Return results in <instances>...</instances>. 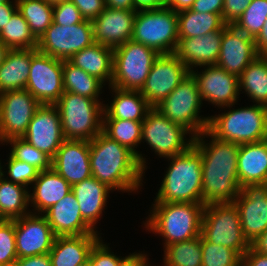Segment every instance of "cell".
I'll return each instance as SVG.
<instances>
[{
    "mask_svg": "<svg viewBox=\"0 0 267 266\" xmlns=\"http://www.w3.org/2000/svg\"><path fill=\"white\" fill-rule=\"evenodd\" d=\"M238 180L240 186L267 183V143L265 140L239 145Z\"/></svg>",
    "mask_w": 267,
    "mask_h": 266,
    "instance_id": "28",
    "label": "cell"
},
{
    "mask_svg": "<svg viewBox=\"0 0 267 266\" xmlns=\"http://www.w3.org/2000/svg\"><path fill=\"white\" fill-rule=\"evenodd\" d=\"M178 37L192 38L222 30L227 24L222 14L199 13L191 9L177 13Z\"/></svg>",
    "mask_w": 267,
    "mask_h": 266,
    "instance_id": "34",
    "label": "cell"
},
{
    "mask_svg": "<svg viewBox=\"0 0 267 266\" xmlns=\"http://www.w3.org/2000/svg\"><path fill=\"white\" fill-rule=\"evenodd\" d=\"M18 10L16 0L0 4V32L10 21L12 15Z\"/></svg>",
    "mask_w": 267,
    "mask_h": 266,
    "instance_id": "53",
    "label": "cell"
},
{
    "mask_svg": "<svg viewBox=\"0 0 267 266\" xmlns=\"http://www.w3.org/2000/svg\"><path fill=\"white\" fill-rule=\"evenodd\" d=\"M93 43L95 42L90 20L71 26H61L52 22L38 39L37 50L54 58L69 60Z\"/></svg>",
    "mask_w": 267,
    "mask_h": 266,
    "instance_id": "13",
    "label": "cell"
},
{
    "mask_svg": "<svg viewBox=\"0 0 267 266\" xmlns=\"http://www.w3.org/2000/svg\"><path fill=\"white\" fill-rule=\"evenodd\" d=\"M159 55L154 49L133 40L114 48L111 86L122 90L140 91L154 60Z\"/></svg>",
    "mask_w": 267,
    "mask_h": 266,
    "instance_id": "10",
    "label": "cell"
},
{
    "mask_svg": "<svg viewBox=\"0 0 267 266\" xmlns=\"http://www.w3.org/2000/svg\"><path fill=\"white\" fill-rule=\"evenodd\" d=\"M238 83L239 93L244 90L253 103L267 107V58L258 55L238 77Z\"/></svg>",
    "mask_w": 267,
    "mask_h": 266,
    "instance_id": "32",
    "label": "cell"
},
{
    "mask_svg": "<svg viewBox=\"0 0 267 266\" xmlns=\"http://www.w3.org/2000/svg\"><path fill=\"white\" fill-rule=\"evenodd\" d=\"M7 159L8 161L6 166L8 171H3L5 169H3L4 167L2 165L1 175L3 177H6L7 173L9 178L7 176L5 178L6 180L20 184L27 188H29L28 185L32 186V183L37 179L40 171L34 166L27 164L26 162L14 159L10 154Z\"/></svg>",
    "mask_w": 267,
    "mask_h": 266,
    "instance_id": "43",
    "label": "cell"
},
{
    "mask_svg": "<svg viewBox=\"0 0 267 266\" xmlns=\"http://www.w3.org/2000/svg\"><path fill=\"white\" fill-rule=\"evenodd\" d=\"M195 0H167L165 6L175 12L190 9Z\"/></svg>",
    "mask_w": 267,
    "mask_h": 266,
    "instance_id": "57",
    "label": "cell"
},
{
    "mask_svg": "<svg viewBox=\"0 0 267 266\" xmlns=\"http://www.w3.org/2000/svg\"><path fill=\"white\" fill-rule=\"evenodd\" d=\"M55 238L43 214L30 213L15 220V245L18 258L48 254Z\"/></svg>",
    "mask_w": 267,
    "mask_h": 266,
    "instance_id": "18",
    "label": "cell"
},
{
    "mask_svg": "<svg viewBox=\"0 0 267 266\" xmlns=\"http://www.w3.org/2000/svg\"><path fill=\"white\" fill-rule=\"evenodd\" d=\"M32 185L33 192H29V205L34 208L31 212L34 214H43L72 191V186L53 168L39 172Z\"/></svg>",
    "mask_w": 267,
    "mask_h": 266,
    "instance_id": "25",
    "label": "cell"
},
{
    "mask_svg": "<svg viewBox=\"0 0 267 266\" xmlns=\"http://www.w3.org/2000/svg\"><path fill=\"white\" fill-rule=\"evenodd\" d=\"M54 105L64 139L91 141L102 131L103 101L64 92Z\"/></svg>",
    "mask_w": 267,
    "mask_h": 266,
    "instance_id": "6",
    "label": "cell"
},
{
    "mask_svg": "<svg viewBox=\"0 0 267 266\" xmlns=\"http://www.w3.org/2000/svg\"><path fill=\"white\" fill-rule=\"evenodd\" d=\"M167 0H134L136 10L160 9L165 7Z\"/></svg>",
    "mask_w": 267,
    "mask_h": 266,
    "instance_id": "54",
    "label": "cell"
},
{
    "mask_svg": "<svg viewBox=\"0 0 267 266\" xmlns=\"http://www.w3.org/2000/svg\"><path fill=\"white\" fill-rule=\"evenodd\" d=\"M105 84L97 77L75 67L68 60H63L64 92H70L94 100H100Z\"/></svg>",
    "mask_w": 267,
    "mask_h": 266,
    "instance_id": "36",
    "label": "cell"
},
{
    "mask_svg": "<svg viewBox=\"0 0 267 266\" xmlns=\"http://www.w3.org/2000/svg\"><path fill=\"white\" fill-rule=\"evenodd\" d=\"M189 74V69L174 53L160 54L154 60L140 93L152 107H155Z\"/></svg>",
    "mask_w": 267,
    "mask_h": 266,
    "instance_id": "15",
    "label": "cell"
},
{
    "mask_svg": "<svg viewBox=\"0 0 267 266\" xmlns=\"http://www.w3.org/2000/svg\"><path fill=\"white\" fill-rule=\"evenodd\" d=\"M32 49H10L0 67V93L26 88Z\"/></svg>",
    "mask_w": 267,
    "mask_h": 266,
    "instance_id": "31",
    "label": "cell"
},
{
    "mask_svg": "<svg viewBox=\"0 0 267 266\" xmlns=\"http://www.w3.org/2000/svg\"><path fill=\"white\" fill-rule=\"evenodd\" d=\"M42 104L26 89L0 93V129L5 142L22 138Z\"/></svg>",
    "mask_w": 267,
    "mask_h": 266,
    "instance_id": "14",
    "label": "cell"
},
{
    "mask_svg": "<svg viewBox=\"0 0 267 266\" xmlns=\"http://www.w3.org/2000/svg\"><path fill=\"white\" fill-rule=\"evenodd\" d=\"M170 161L154 203H202V159L192 145Z\"/></svg>",
    "mask_w": 267,
    "mask_h": 266,
    "instance_id": "3",
    "label": "cell"
},
{
    "mask_svg": "<svg viewBox=\"0 0 267 266\" xmlns=\"http://www.w3.org/2000/svg\"><path fill=\"white\" fill-rule=\"evenodd\" d=\"M85 21L79 9L70 1L53 4V22L61 26H71Z\"/></svg>",
    "mask_w": 267,
    "mask_h": 266,
    "instance_id": "45",
    "label": "cell"
},
{
    "mask_svg": "<svg viewBox=\"0 0 267 266\" xmlns=\"http://www.w3.org/2000/svg\"><path fill=\"white\" fill-rule=\"evenodd\" d=\"M202 105L197 82L189 74L154 108L172 122L183 126L195 137L208 128L209 116H199Z\"/></svg>",
    "mask_w": 267,
    "mask_h": 266,
    "instance_id": "9",
    "label": "cell"
},
{
    "mask_svg": "<svg viewBox=\"0 0 267 266\" xmlns=\"http://www.w3.org/2000/svg\"><path fill=\"white\" fill-rule=\"evenodd\" d=\"M5 143L11 145L9 154L14 159L34 166L40 172L52 168V159L23 138H11Z\"/></svg>",
    "mask_w": 267,
    "mask_h": 266,
    "instance_id": "40",
    "label": "cell"
},
{
    "mask_svg": "<svg viewBox=\"0 0 267 266\" xmlns=\"http://www.w3.org/2000/svg\"><path fill=\"white\" fill-rule=\"evenodd\" d=\"M114 95L110 104H103V119H121L143 122L153 108L140 91L122 90L113 86Z\"/></svg>",
    "mask_w": 267,
    "mask_h": 266,
    "instance_id": "29",
    "label": "cell"
},
{
    "mask_svg": "<svg viewBox=\"0 0 267 266\" xmlns=\"http://www.w3.org/2000/svg\"><path fill=\"white\" fill-rule=\"evenodd\" d=\"M112 190L93 176L72 185L83 219L95 230Z\"/></svg>",
    "mask_w": 267,
    "mask_h": 266,
    "instance_id": "26",
    "label": "cell"
},
{
    "mask_svg": "<svg viewBox=\"0 0 267 266\" xmlns=\"http://www.w3.org/2000/svg\"><path fill=\"white\" fill-rule=\"evenodd\" d=\"M1 161V160H0ZM1 171H2V166H1V162H0V175H1Z\"/></svg>",
    "mask_w": 267,
    "mask_h": 266,
    "instance_id": "64",
    "label": "cell"
},
{
    "mask_svg": "<svg viewBox=\"0 0 267 266\" xmlns=\"http://www.w3.org/2000/svg\"><path fill=\"white\" fill-rule=\"evenodd\" d=\"M110 249L109 244H105L100 238L90 251V266H119L124 257L116 256Z\"/></svg>",
    "mask_w": 267,
    "mask_h": 266,
    "instance_id": "46",
    "label": "cell"
},
{
    "mask_svg": "<svg viewBox=\"0 0 267 266\" xmlns=\"http://www.w3.org/2000/svg\"><path fill=\"white\" fill-rule=\"evenodd\" d=\"M19 12L39 39L53 22V4L46 0H16Z\"/></svg>",
    "mask_w": 267,
    "mask_h": 266,
    "instance_id": "37",
    "label": "cell"
},
{
    "mask_svg": "<svg viewBox=\"0 0 267 266\" xmlns=\"http://www.w3.org/2000/svg\"><path fill=\"white\" fill-rule=\"evenodd\" d=\"M12 266H52L48 254L18 258Z\"/></svg>",
    "mask_w": 267,
    "mask_h": 266,
    "instance_id": "50",
    "label": "cell"
},
{
    "mask_svg": "<svg viewBox=\"0 0 267 266\" xmlns=\"http://www.w3.org/2000/svg\"><path fill=\"white\" fill-rule=\"evenodd\" d=\"M18 259L15 245V220L0 221V266H12Z\"/></svg>",
    "mask_w": 267,
    "mask_h": 266,
    "instance_id": "44",
    "label": "cell"
},
{
    "mask_svg": "<svg viewBox=\"0 0 267 266\" xmlns=\"http://www.w3.org/2000/svg\"><path fill=\"white\" fill-rule=\"evenodd\" d=\"M267 20V0H252L233 24L238 30L255 39Z\"/></svg>",
    "mask_w": 267,
    "mask_h": 266,
    "instance_id": "41",
    "label": "cell"
},
{
    "mask_svg": "<svg viewBox=\"0 0 267 266\" xmlns=\"http://www.w3.org/2000/svg\"><path fill=\"white\" fill-rule=\"evenodd\" d=\"M263 55L267 58V51Z\"/></svg>",
    "mask_w": 267,
    "mask_h": 266,
    "instance_id": "65",
    "label": "cell"
},
{
    "mask_svg": "<svg viewBox=\"0 0 267 266\" xmlns=\"http://www.w3.org/2000/svg\"><path fill=\"white\" fill-rule=\"evenodd\" d=\"M3 142L5 143V140L3 139V136H2V133H1V129H0V143L5 145Z\"/></svg>",
    "mask_w": 267,
    "mask_h": 266,
    "instance_id": "61",
    "label": "cell"
},
{
    "mask_svg": "<svg viewBox=\"0 0 267 266\" xmlns=\"http://www.w3.org/2000/svg\"><path fill=\"white\" fill-rule=\"evenodd\" d=\"M144 227L164 238V246L201 235L202 203H154Z\"/></svg>",
    "mask_w": 267,
    "mask_h": 266,
    "instance_id": "4",
    "label": "cell"
},
{
    "mask_svg": "<svg viewBox=\"0 0 267 266\" xmlns=\"http://www.w3.org/2000/svg\"><path fill=\"white\" fill-rule=\"evenodd\" d=\"M250 247L258 253L267 255V230L253 240Z\"/></svg>",
    "mask_w": 267,
    "mask_h": 266,
    "instance_id": "58",
    "label": "cell"
},
{
    "mask_svg": "<svg viewBox=\"0 0 267 266\" xmlns=\"http://www.w3.org/2000/svg\"><path fill=\"white\" fill-rule=\"evenodd\" d=\"M187 134L190 138L188 141ZM193 140L188 130L166 118L154 107L142 122L141 142H146L160 158L185 152L193 145Z\"/></svg>",
    "mask_w": 267,
    "mask_h": 266,
    "instance_id": "11",
    "label": "cell"
},
{
    "mask_svg": "<svg viewBox=\"0 0 267 266\" xmlns=\"http://www.w3.org/2000/svg\"><path fill=\"white\" fill-rule=\"evenodd\" d=\"M29 192V188L8 181L0 175V221L16 220L30 214Z\"/></svg>",
    "mask_w": 267,
    "mask_h": 266,
    "instance_id": "33",
    "label": "cell"
},
{
    "mask_svg": "<svg viewBox=\"0 0 267 266\" xmlns=\"http://www.w3.org/2000/svg\"><path fill=\"white\" fill-rule=\"evenodd\" d=\"M258 55L260 54L253 38L234 25L223 28L220 54L216 63L218 67L239 77Z\"/></svg>",
    "mask_w": 267,
    "mask_h": 266,
    "instance_id": "20",
    "label": "cell"
},
{
    "mask_svg": "<svg viewBox=\"0 0 267 266\" xmlns=\"http://www.w3.org/2000/svg\"><path fill=\"white\" fill-rule=\"evenodd\" d=\"M254 41L257 52L264 54L267 51V20Z\"/></svg>",
    "mask_w": 267,
    "mask_h": 266,
    "instance_id": "55",
    "label": "cell"
},
{
    "mask_svg": "<svg viewBox=\"0 0 267 266\" xmlns=\"http://www.w3.org/2000/svg\"><path fill=\"white\" fill-rule=\"evenodd\" d=\"M91 173L112 192H138L145 171L137 156L101 131L89 141Z\"/></svg>",
    "mask_w": 267,
    "mask_h": 266,
    "instance_id": "2",
    "label": "cell"
},
{
    "mask_svg": "<svg viewBox=\"0 0 267 266\" xmlns=\"http://www.w3.org/2000/svg\"><path fill=\"white\" fill-rule=\"evenodd\" d=\"M85 20H94L105 8V0H70Z\"/></svg>",
    "mask_w": 267,
    "mask_h": 266,
    "instance_id": "48",
    "label": "cell"
},
{
    "mask_svg": "<svg viewBox=\"0 0 267 266\" xmlns=\"http://www.w3.org/2000/svg\"><path fill=\"white\" fill-rule=\"evenodd\" d=\"M75 67L97 77L111 86L113 77V48L93 43L74 54L69 60Z\"/></svg>",
    "mask_w": 267,
    "mask_h": 266,
    "instance_id": "30",
    "label": "cell"
},
{
    "mask_svg": "<svg viewBox=\"0 0 267 266\" xmlns=\"http://www.w3.org/2000/svg\"><path fill=\"white\" fill-rule=\"evenodd\" d=\"M223 29L192 38H179L175 55L189 69L216 65L220 54Z\"/></svg>",
    "mask_w": 267,
    "mask_h": 266,
    "instance_id": "24",
    "label": "cell"
},
{
    "mask_svg": "<svg viewBox=\"0 0 267 266\" xmlns=\"http://www.w3.org/2000/svg\"><path fill=\"white\" fill-rule=\"evenodd\" d=\"M201 236L208 242L235 250L241 257L250 248L243 234L238 207L232 203L204 206Z\"/></svg>",
    "mask_w": 267,
    "mask_h": 266,
    "instance_id": "8",
    "label": "cell"
},
{
    "mask_svg": "<svg viewBox=\"0 0 267 266\" xmlns=\"http://www.w3.org/2000/svg\"><path fill=\"white\" fill-rule=\"evenodd\" d=\"M202 266H241L242 257L230 248L206 241L201 236Z\"/></svg>",
    "mask_w": 267,
    "mask_h": 266,
    "instance_id": "42",
    "label": "cell"
},
{
    "mask_svg": "<svg viewBox=\"0 0 267 266\" xmlns=\"http://www.w3.org/2000/svg\"><path fill=\"white\" fill-rule=\"evenodd\" d=\"M202 67L204 70L201 72L198 69L190 71L197 82L202 101H207L218 108H232L237 104L240 95L238 76L228 73L217 65Z\"/></svg>",
    "mask_w": 267,
    "mask_h": 266,
    "instance_id": "16",
    "label": "cell"
},
{
    "mask_svg": "<svg viewBox=\"0 0 267 266\" xmlns=\"http://www.w3.org/2000/svg\"><path fill=\"white\" fill-rule=\"evenodd\" d=\"M10 0H0V4L8 3Z\"/></svg>",
    "mask_w": 267,
    "mask_h": 266,
    "instance_id": "63",
    "label": "cell"
},
{
    "mask_svg": "<svg viewBox=\"0 0 267 266\" xmlns=\"http://www.w3.org/2000/svg\"><path fill=\"white\" fill-rule=\"evenodd\" d=\"M102 131L111 139L132 151L137 156L141 168L144 171L147 169L146 158L136 150L138 145L141 144L142 122L103 119Z\"/></svg>",
    "mask_w": 267,
    "mask_h": 266,
    "instance_id": "35",
    "label": "cell"
},
{
    "mask_svg": "<svg viewBox=\"0 0 267 266\" xmlns=\"http://www.w3.org/2000/svg\"><path fill=\"white\" fill-rule=\"evenodd\" d=\"M252 0H224L222 18L227 25H233Z\"/></svg>",
    "mask_w": 267,
    "mask_h": 266,
    "instance_id": "47",
    "label": "cell"
},
{
    "mask_svg": "<svg viewBox=\"0 0 267 266\" xmlns=\"http://www.w3.org/2000/svg\"><path fill=\"white\" fill-rule=\"evenodd\" d=\"M229 110L209 117L207 131L212 136L239 145L260 142L267 137L266 106L254 103Z\"/></svg>",
    "mask_w": 267,
    "mask_h": 266,
    "instance_id": "5",
    "label": "cell"
},
{
    "mask_svg": "<svg viewBox=\"0 0 267 266\" xmlns=\"http://www.w3.org/2000/svg\"><path fill=\"white\" fill-rule=\"evenodd\" d=\"M48 3L55 4L63 0H46Z\"/></svg>",
    "mask_w": 267,
    "mask_h": 266,
    "instance_id": "60",
    "label": "cell"
},
{
    "mask_svg": "<svg viewBox=\"0 0 267 266\" xmlns=\"http://www.w3.org/2000/svg\"><path fill=\"white\" fill-rule=\"evenodd\" d=\"M22 138L53 159L65 140L57 107L42 104L32 117Z\"/></svg>",
    "mask_w": 267,
    "mask_h": 266,
    "instance_id": "19",
    "label": "cell"
},
{
    "mask_svg": "<svg viewBox=\"0 0 267 266\" xmlns=\"http://www.w3.org/2000/svg\"><path fill=\"white\" fill-rule=\"evenodd\" d=\"M56 237L100 234L82 217L80 206L71 191L43 213Z\"/></svg>",
    "mask_w": 267,
    "mask_h": 266,
    "instance_id": "23",
    "label": "cell"
},
{
    "mask_svg": "<svg viewBox=\"0 0 267 266\" xmlns=\"http://www.w3.org/2000/svg\"><path fill=\"white\" fill-rule=\"evenodd\" d=\"M205 137H211L209 143ZM193 145L202 159V204L234 202L241 190L237 172L239 144L219 140L206 130L194 137Z\"/></svg>",
    "mask_w": 267,
    "mask_h": 266,
    "instance_id": "1",
    "label": "cell"
},
{
    "mask_svg": "<svg viewBox=\"0 0 267 266\" xmlns=\"http://www.w3.org/2000/svg\"><path fill=\"white\" fill-rule=\"evenodd\" d=\"M137 10L106 7L91 21L94 42L116 48L131 40Z\"/></svg>",
    "mask_w": 267,
    "mask_h": 266,
    "instance_id": "21",
    "label": "cell"
},
{
    "mask_svg": "<svg viewBox=\"0 0 267 266\" xmlns=\"http://www.w3.org/2000/svg\"><path fill=\"white\" fill-rule=\"evenodd\" d=\"M234 203L239 210L243 234L251 243L267 230V183L242 186Z\"/></svg>",
    "mask_w": 267,
    "mask_h": 266,
    "instance_id": "17",
    "label": "cell"
},
{
    "mask_svg": "<svg viewBox=\"0 0 267 266\" xmlns=\"http://www.w3.org/2000/svg\"><path fill=\"white\" fill-rule=\"evenodd\" d=\"M131 40L159 54L175 53L179 41L177 12L166 6L137 10Z\"/></svg>",
    "mask_w": 267,
    "mask_h": 266,
    "instance_id": "7",
    "label": "cell"
},
{
    "mask_svg": "<svg viewBox=\"0 0 267 266\" xmlns=\"http://www.w3.org/2000/svg\"><path fill=\"white\" fill-rule=\"evenodd\" d=\"M76 266H90V263L89 261L87 260L86 262L82 263V264H79V265H76Z\"/></svg>",
    "mask_w": 267,
    "mask_h": 266,
    "instance_id": "62",
    "label": "cell"
},
{
    "mask_svg": "<svg viewBox=\"0 0 267 266\" xmlns=\"http://www.w3.org/2000/svg\"><path fill=\"white\" fill-rule=\"evenodd\" d=\"M0 41L10 49L37 48L38 39L31 32L27 21L17 10L0 32Z\"/></svg>",
    "mask_w": 267,
    "mask_h": 266,
    "instance_id": "38",
    "label": "cell"
},
{
    "mask_svg": "<svg viewBox=\"0 0 267 266\" xmlns=\"http://www.w3.org/2000/svg\"><path fill=\"white\" fill-rule=\"evenodd\" d=\"M100 234L56 237L49 252L52 266H76L86 262Z\"/></svg>",
    "mask_w": 267,
    "mask_h": 266,
    "instance_id": "27",
    "label": "cell"
},
{
    "mask_svg": "<svg viewBox=\"0 0 267 266\" xmlns=\"http://www.w3.org/2000/svg\"><path fill=\"white\" fill-rule=\"evenodd\" d=\"M163 249V266H202L201 235Z\"/></svg>",
    "mask_w": 267,
    "mask_h": 266,
    "instance_id": "39",
    "label": "cell"
},
{
    "mask_svg": "<svg viewBox=\"0 0 267 266\" xmlns=\"http://www.w3.org/2000/svg\"><path fill=\"white\" fill-rule=\"evenodd\" d=\"M242 266H267V255L254 251L251 247L242 255Z\"/></svg>",
    "mask_w": 267,
    "mask_h": 266,
    "instance_id": "51",
    "label": "cell"
},
{
    "mask_svg": "<svg viewBox=\"0 0 267 266\" xmlns=\"http://www.w3.org/2000/svg\"><path fill=\"white\" fill-rule=\"evenodd\" d=\"M147 253L134 252L125 256L121 261L119 266H149Z\"/></svg>",
    "mask_w": 267,
    "mask_h": 266,
    "instance_id": "52",
    "label": "cell"
},
{
    "mask_svg": "<svg viewBox=\"0 0 267 266\" xmlns=\"http://www.w3.org/2000/svg\"><path fill=\"white\" fill-rule=\"evenodd\" d=\"M106 7L119 10H136L134 0H105Z\"/></svg>",
    "mask_w": 267,
    "mask_h": 266,
    "instance_id": "56",
    "label": "cell"
},
{
    "mask_svg": "<svg viewBox=\"0 0 267 266\" xmlns=\"http://www.w3.org/2000/svg\"><path fill=\"white\" fill-rule=\"evenodd\" d=\"M52 168L71 186L91 177L89 141L65 139L52 159Z\"/></svg>",
    "mask_w": 267,
    "mask_h": 266,
    "instance_id": "22",
    "label": "cell"
},
{
    "mask_svg": "<svg viewBox=\"0 0 267 266\" xmlns=\"http://www.w3.org/2000/svg\"><path fill=\"white\" fill-rule=\"evenodd\" d=\"M223 5L224 0H195L190 9L199 13L222 14Z\"/></svg>",
    "mask_w": 267,
    "mask_h": 266,
    "instance_id": "49",
    "label": "cell"
},
{
    "mask_svg": "<svg viewBox=\"0 0 267 266\" xmlns=\"http://www.w3.org/2000/svg\"><path fill=\"white\" fill-rule=\"evenodd\" d=\"M25 89L41 104L54 105L64 93L63 60L32 48V61Z\"/></svg>",
    "mask_w": 267,
    "mask_h": 266,
    "instance_id": "12",
    "label": "cell"
},
{
    "mask_svg": "<svg viewBox=\"0 0 267 266\" xmlns=\"http://www.w3.org/2000/svg\"><path fill=\"white\" fill-rule=\"evenodd\" d=\"M10 51V48L6 45H4L1 41H0V67L3 64V62L5 61V58L7 56V53Z\"/></svg>",
    "mask_w": 267,
    "mask_h": 266,
    "instance_id": "59",
    "label": "cell"
}]
</instances>
